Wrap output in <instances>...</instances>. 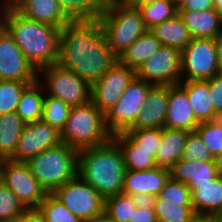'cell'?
<instances>
[{"instance_id": "obj_1", "label": "cell", "mask_w": 222, "mask_h": 222, "mask_svg": "<svg viewBox=\"0 0 222 222\" xmlns=\"http://www.w3.org/2000/svg\"><path fill=\"white\" fill-rule=\"evenodd\" d=\"M117 61L98 20L69 22L60 29L57 63L90 85Z\"/></svg>"}, {"instance_id": "obj_2", "label": "cell", "mask_w": 222, "mask_h": 222, "mask_svg": "<svg viewBox=\"0 0 222 222\" xmlns=\"http://www.w3.org/2000/svg\"><path fill=\"white\" fill-rule=\"evenodd\" d=\"M2 26L13 37L16 45L36 71L58 62L59 28L27 19L10 4L4 8Z\"/></svg>"}, {"instance_id": "obj_3", "label": "cell", "mask_w": 222, "mask_h": 222, "mask_svg": "<svg viewBox=\"0 0 222 222\" xmlns=\"http://www.w3.org/2000/svg\"><path fill=\"white\" fill-rule=\"evenodd\" d=\"M125 172L122 151L112 138L103 145L78 151L77 175L104 199L122 193Z\"/></svg>"}, {"instance_id": "obj_4", "label": "cell", "mask_w": 222, "mask_h": 222, "mask_svg": "<svg viewBox=\"0 0 222 222\" xmlns=\"http://www.w3.org/2000/svg\"><path fill=\"white\" fill-rule=\"evenodd\" d=\"M98 21L117 57L147 31L138 7L126 5L118 0L106 1Z\"/></svg>"}, {"instance_id": "obj_5", "label": "cell", "mask_w": 222, "mask_h": 222, "mask_svg": "<svg viewBox=\"0 0 222 222\" xmlns=\"http://www.w3.org/2000/svg\"><path fill=\"white\" fill-rule=\"evenodd\" d=\"M112 134L105 125V115L92 101L71 107L61 141L77 151L107 143Z\"/></svg>"}, {"instance_id": "obj_6", "label": "cell", "mask_w": 222, "mask_h": 222, "mask_svg": "<svg viewBox=\"0 0 222 222\" xmlns=\"http://www.w3.org/2000/svg\"><path fill=\"white\" fill-rule=\"evenodd\" d=\"M78 151L61 142L29 158L32 175L47 193H53L77 175Z\"/></svg>"}, {"instance_id": "obj_7", "label": "cell", "mask_w": 222, "mask_h": 222, "mask_svg": "<svg viewBox=\"0 0 222 222\" xmlns=\"http://www.w3.org/2000/svg\"><path fill=\"white\" fill-rule=\"evenodd\" d=\"M37 81L43 86L45 94L58 98L71 107L91 101V85L73 70L58 63L38 70Z\"/></svg>"}, {"instance_id": "obj_8", "label": "cell", "mask_w": 222, "mask_h": 222, "mask_svg": "<svg viewBox=\"0 0 222 222\" xmlns=\"http://www.w3.org/2000/svg\"><path fill=\"white\" fill-rule=\"evenodd\" d=\"M217 74V39L192 38L181 51V81L207 80Z\"/></svg>"}, {"instance_id": "obj_9", "label": "cell", "mask_w": 222, "mask_h": 222, "mask_svg": "<svg viewBox=\"0 0 222 222\" xmlns=\"http://www.w3.org/2000/svg\"><path fill=\"white\" fill-rule=\"evenodd\" d=\"M152 86L135 77L123 92L120 100L104 114L105 125L112 135L125 132L134 124Z\"/></svg>"}, {"instance_id": "obj_10", "label": "cell", "mask_w": 222, "mask_h": 222, "mask_svg": "<svg viewBox=\"0 0 222 222\" xmlns=\"http://www.w3.org/2000/svg\"><path fill=\"white\" fill-rule=\"evenodd\" d=\"M53 194L81 221L104 211L105 199L78 175L57 188Z\"/></svg>"}, {"instance_id": "obj_11", "label": "cell", "mask_w": 222, "mask_h": 222, "mask_svg": "<svg viewBox=\"0 0 222 222\" xmlns=\"http://www.w3.org/2000/svg\"><path fill=\"white\" fill-rule=\"evenodd\" d=\"M136 77L151 85H177L181 82V51L161 46L137 70Z\"/></svg>"}, {"instance_id": "obj_12", "label": "cell", "mask_w": 222, "mask_h": 222, "mask_svg": "<svg viewBox=\"0 0 222 222\" xmlns=\"http://www.w3.org/2000/svg\"><path fill=\"white\" fill-rule=\"evenodd\" d=\"M135 77L136 70L117 61L91 85V101L105 114L120 100L123 92Z\"/></svg>"}, {"instance_id": "obj_13", "label": "cell", "mask_w": 222, "mask_h": 222, "mask_svg": "<svg viewBox=\"0 0 222 222\" xmlns=\"http://www.w3.org/2000/svg\"><path fill=\"white\" fill-rule=\"evenodd\" d=\"M3 184L11 189L27 208H37L47 194L23 161L4 160Z\"/></svg>"}, {"instance_id": "obj_14", "label": "cell", "mask_w": 222, "mask_h": 222, "mask_svg": "<svg viewBox=\"0 0 222 222\" xmlns=\"http://www.w3.org/2000/svg\"><path fill=\"white\" fill-rule=\"evenodd\" d=\"M37 71L27 61L13 37L0 26V81L35 82Z\"/></svg>"}, {"instance_id": "obj_15", "label": "cell", "mask_w": 222, "mask_h": 222, "mask_svg": "<svg viewBox=\"0 0 222 222\" xmlns=\"http://www.w3.org/2000/svg\"><path fill=\"white\" fill-rule=\"evenodd\" d=\"M61 132L39 120L25 124L11 160L26 162L49 147L61 143Z\"/></svg>"}, {"instance_id": "obj_16", "label": "cell", "mask_w": 222, "mask_h": 222, "mask_svg": "<svg viewBox=\"0 0 222 222\" xmlns=\"http://www.w3.org/2000/svg\"><path fill=\"white\" fill-rule=\"evenodd\" d=\"M169 178V169L163 167L140 171L126 169L122 193L151 201L160 194Z\"/></svg>"}, {"instance_id": "obj_17", "label": "cell", "mask_w": 222, "mask_h": 222, "mask_svg": "<svg viewBox=\"0 0 222 222\" xmlns=\"http://www.w3.org/2000/svg\"><path fill=\"white\" fill-rule=\"evenodd\" d=\"M169 172L171 179L187 184L192 192L200 184L214 180L222 172V162H199L181 158L169 168Z\"/></svg>"}, {"instance_id": "obj_18", "label": "cell", "mask_w": 222, "mask_h": 222, "mask_svg": "<svg viewBox=\"0 0 222 222\" xmlns=\"http://www.w3.org/2000/svg\"><path fill=\"white\" fill-rule=\"evenodd\" d=\"M169 85H153L134 124L127 130L163 128L168 108Z\"/></svg>"}, {"instance_id": "obj_19", "label": "cell", "mask_w": 222, "mask_h": 222, "mask_svg": "<svg viewBox=\"0 0 222 222\" xmlns=\"http://www.w3.org/2000/svg\"><path fill=\"white\" fill-rule=\"evenodd\" d=\"M186 91L179 85H169L168 108L164 127L196 131L199 126Z\"/></svg>"}, {"instance_id": "obj_20", "label": "cell", "mask_w": 222, "mask_h": 222, "mask_svg": "<svg viewBox=\"0 0 222 222\" xmlns=\"http://www.w3.org/2000/svg\"><path fill=\"white\" fill-rule=\"evenodd\" d=\"M10 5L27 19L59 29L70 22L59 9L58 0H13Z\"/></svg>"}, {"instance_id": "obj_21", "label": "cell", "mask_w": 222, "mask_h": 222, "mask_svg": "<svg viewBox=\"0 0 222 222\" xmlns=\"http://www.w3.org/2000/svg\"><path fill=\"white\" fill-rule=\"evenodd\" d=\"M178 15L188 28L192 38L217 39L222 35V16L215 9L178 10Z\"/></svg>"}, {"instance_id": "obj_22", "label": "cell", "mask_w": 222, "mask_h": 222, "mask_svg": "<svg viewBox=\"0 0 222 222\" xmlns=\"http://www.w3.org/2000/svg\"><path fill=\"white\" fill-rule=\"evenodd\" d=\"M191 204L199 216H216L222 210V172L191 192Z\"/></svg>"}, {"instance_id": "obj_23", "label": "cell", "mask_w": 222, "mask_h": 222, "mask_svg": "<svg viewBox=\"0 0 222 222\" xmlns=\"http://www.w3.org/2000/svg\"><path fill=\"white\" fill-rule=\"evenodd\" d=\"M179 85L186 91L193 113L199 123L217 119L207 80L181 81Z\"/></svg>"}, {"instance_id": "obj_24", "label": "cell", "mask_w": 222, "mask_h": 222, "mask_svg": "<svg viewBox=\"0 0 222 222\" xmlns=\"http://www.w3.org/2000/svg\"><path fill=\"white\" fill-rule=\"evenodd\" d=\"M189 133L182 129L162 128V139L155 156L158 167L169 169L182 158Z\"/></svg>"}, {"instance_id": "obj_25", "label": "cell", "mask_w": 222, "mask_h": 222, "mask_svg": "<svg viewBox=\"0 0 222 222\" xmlns=\"http://www.w3.org/2000/svg\"><path fill=\"white\" fill-rule=\"evenodd\" d=\"M150 31L161 45L174 47L180 51L186 48L192 40L188 28L178 14L154 26Z\"/></svg>"}, {"instance_id": "obj_26", "label": "cell", "mask_w": 222, "mask_h": 222, "mask_svg": "<svg viewBox=\"0 0 222 222\" xmlns=\"http://www.w3.org/2000/svg\"><path fill=\"white\" fill-rule=\"evenodd\" d=\"M161 46L160 41L154 34L147 30L118 56V61L129 68L137 70Z\"/></svg>"}, {"instance_id": "obj_27", "label": "cell", "mask_w": 222, "mask_h": 222, "mask_svg": "<svg viewBox=\"0 0 222 222\" xmlns=\"http://www.w3.org/2000/svg\"><path fill=\"white\" fill-rule=\"evenodd\" d=\"M112 139L122 151L126 169L140 171L157 167L152 152L140 149L124 132L113 134Z\"/></svg>"}, {"instance_id": "obj_28", "label": "cell", "mask_w": 222, "mask_h": 222, "mask_svg": "<svg viewBox=\"0 0 222 222\" xmlns=\"http://www.w3.org/2000/svg\"><path fill=\"white\" fill-rule=\"evenodd\" d=\"M25 124L16 112L0 115V159L14 156Z\"/></svg>"}, {"instance_id": "obj_29", "label": "cell", "mask_w": 222, "mask_h": 222, "mask_svg": "<svg viewBox=\"0 0 222 222\" xmlns=\"http://www.w3.org/2000/svg\"><path fill=\"white\" fill-rule=\"evenodd\" d=\"M106 0H58L59 9L70 22L97 21Z\"/></svg>"}, {"instance_id": "obj_30", "label": "cell", "mask_w": 222, "mask_h": 222, "mask_svg": "<svg viewBox=\"0 0 222 222\" xmlns=\"http://www.w3.org/2000/svg\"><path fill=\"white\" fill-rule=\"evenodd\" d=\"M44 97V88L37 80L24 89L16 113L26 124L41 120Z\"/></svg>"}, {"instance_id": "obj_31", "label": "cell", "mask_w": 222, "mask_h": 222, "mask_svg": "<svg viewBox=\"0 0 222 222\" xmlns=\"http://www.w3.org/2000/svg\"><path fill=\"white\" fill-rule=\"evenodd\" d=\"M157 222H193L198 216L192 206H181L159 196L151 200Z\"/></svg>"}, {"instance_id": "obj_32", "label": "cell", "mask_w": 222, "mask_h": 222, "mask_svg": "<svg viewBox=\"0 0 222 222\" xmlns=\"http://www.w3.org/2000/svg\"><path fill=\"white\" fill-rule=\"evenodd\" d=\"M147 30L178 14V7L172 0H158L139 6Z\"/></svg>"}, {"instance_id": "obj_33", "label": "cell", "mask_w": 222, "mask_h": 222, "mask_svg": "<svg viewBox=\"0 0 222 222\" xmlns=\"http://www.w3.org/2000/svg\"><path fill=\"white\" fill-rule=\"evenodd\" d=\"M141 201L124 193L113 195L105 199L104 211L115 222H129Z\"/></svg>"}, {"instance_id": "obj_34", "label": "cell", "mask_w": 222, "mask_h": 222, "mask_svg": "<svg viewBox=\"0 0 222 222\" xmlns=\"http://www.w3.org/2000/svg\"><path fill=\"white\" fill-rule=\"evenodd\" d=\"M71 106L60 99L45 94L41 120L61 132L69 117Z\"/></svg>"}, {"instance_id": "obj_35", "label": "cell", "mask_w": 222, "mask_h": 222, "mask_svg": "<svg viewBox=\"0 0 222 222\" xmlns=\"http://www.w3.org/2000/svg\"><path fill=\"white\" fill-rule=\"evenodd\" d=\"M37 208L46 222H81L53 193H47Z\"/></svg>"}, {"instance_id": "obj_36", "label": "cell", "mask_w": 222, "mask_h": 222, "mask_svg": "<svg viewBox=\"0 0 222 222\" xmlns=\"http://www.w3.org/2000/svg\"><path fill=\"white\" fill-rule=\"evenodd\" d=\"M214 159L222 162V123L217 119L202 122L196 128Z\"/></svg>"}, {"instance_id": "obj_37", "label": "cell", "mask_w": 222, "mask_h": 222, "mask_svg": "<svg viewBox=\"0 0 222 222\" xmlns=\"http://www.w3.org/2000/svg\"><path fill=\"white\" fill-rule=\"evenodd\" d=\"M31 83L23 81H0V115L16 112L22 92Z\"/></svg>"}, {"instance_id": "obj_38", "label": "cell", "mask_w": 222, "mask_h": 222, "mask_svg": "<svg viewBox=\"0 0 222 222\" xmlns=\"http://www.w3.org/2000/svg\"><path fill=\"white\" fill-rule=\"evenodd\" d=\"M27 209L11 189L0 185V222L18 219Z\"/></svg>"}, {"instance_id": "obj_39", "label": "cell", "mask_w": 222, "mask_h": 222, "mask_svg": "<svg viewBox=\"0 0 222 222\" xmlns=\"http://www.w3.org/2000/svg\"><path fill=\"white\" fill-rule=\"evenodd\" d=\"M140 149L152 152L155 158L157 149L162 139V128L134 129L124 132Z\"/></svg>"}, {"instance_id": "obj_40", "label": "cell", "mask_w": 222, "mask_h": 222, "mask_svg": "<svg viewBox=\"0 0 222 222\" xmlns=\"http://www.w3.org/2000/svg\"><path fill=\"white\" fill-rule=\"evenodd\" d=\"M182 158L199 162L219 161L213 158L203 139L196 131L188 134Z\"/></svg>"}, {"instance_id": "obj_41", "label": "cell", "mask_w": 222, "mask_h": 222, "mask_svg": "<svg viewBox=\"0 0 222 222\" xmlns=\"http://www.w3.org/2000/svg\"><path fill=\"white\" fill-rule=\"evenodd\" d=\"M158 196L173 203H181V206H192L191 192L187 184L171 178L168 179Z\"/></svg>"}, {"instance_id": "obj_42", "label": "cell", "mask_w": 222, "mask_h": 222, "mask_svg": "<svg viewBox=\"0 0 222 222\" xmlns=\"http://www.w3.org/2000/svg\"><path fill=\"white\" fill-rule=\"evenodd\" d=\"M212 98V104L217 114L222 112V74L207 79Z\"/></svg>"}, {"instance_id": "obj_43", "label": "cell", "mask_w": 222, "mask_h": 222, "mask_svg": "<svg viewBox=\"0 0 222 222\" xmlns=\"http://www.w3.org/2000/svg\"><path fill=\"white\" fill-rule=\"evenodd\" d=\"M129 222H157L152 202L142 200Z\"/></svg>"}, {"instance_id": "obj_44", "label": "cell", "mask_w": 222, "mask_h": 222, "mask_svg": "<svg viewBox=\"0 0 222 222\" xmlns=\"http://www.w3.org/2000/svg\"><path fill=\"white\" fill-rule=\"evenodd\" d=\"M214 8V0H185L179 7L178 10H211Z\"/></svg>"}, {"instance_id": "obj_45", "label": "cell", "mask_w": 222, "mask_h": 222, "mask_svg": "<svg viewBox=\"0 0 222 222\" xmlns=\"http://www.w3.org/2000/svg\"><path fill=\"white\" fill-rule=\"evenodd\" d=\"M21 218L22 222H46L45 216L38 208H28Z\"/></svg>"}, {"instance_id": "obj_46", "label": "cell", "mask_w": 222, "mask_h": 222, "mask_svg": "<svg viewBox=\"0 0 222 222\" xmlns=\"http://www.w3.org/2000/svg\"><path fill=\"white\" fill-rule=\"evenodd\" d=\"M81 222H115L105 211Z\"/></svg>"}, {"instance_id": "obj_47", "label": "cell", "mask_w": 222, "mask_h": 222, "mask_svg": "<svg viewBox=\"0 0 222 222\" xmlns=\"http://www.w3.org/2000/svg\"><path fill=\"white\" fill-rule=\"evenodd\" d=\"M118 1H120L121 3H124L126 5H129V6L139 7L144 4L151 3L154 1H158V0H118Z\"/></svg>"}, {"instance_id": "obj_48", "label": "cell", "mask_w": 222, "mask_h": 222, "mask_svg": "<svg viewBox=\"0 0 222 222\" xmlns=\"http://www.w3.org/2000/svg\"><path fill=\"white\" fill-rule=\"evenodd\" d=\"M218 69L222 74V35L217 38Z\"/></svg>"}, {"instance_id": "obj_49", "label": "cell", "mask_w": 222, "mask_h": 222, "mask_svg": "<svg viewBox=\"0 0 222 222\" xmlns=\"http://www.w3.org/2000/svg\"><path fill=\"white\" fill-rule=\"evenodd\" d=\"M193 222H219L216 216H197Z\"/></svg>"}, {"instance_id": "obj_50", "label": "cell", "mask_w": 222, "mask_h": 222, "mask_svg": "<svg viewBox=\"0 0 222 222\" xmlns=\"http://www.w3.org/2000/svg\"><path fill=\"white\" fill-rule=\"evenodd\" d=\"M214 8L222 16V0H214Z\"/></svg>"}, {"instance_id": "obj_51", "label": "cell", "mask_w": 222, "mask_h": 222, "mask_svg": "<svg viewBox=\"0 0 222 222\" xmlns=\"http://www.w3.org/2000/svg\"><path fill=\"white\" fill-rule=\"evenodd\" d=\"M4 159H0V185L3 184Z\"/></svg>"}, {"instance_id": "obj_52", "label": "cell", "mask_w": 222, "mask_h": 222, "mask_svg": "<svg viewBox=\"0 0 222 222\" xmlns=\"http://www.w3.org/2000/svg\"><path fill=\"white\" fill-rule=\"evenodd\" d=\"M1 6H0V26L2 25V14H3V11H4V8L6 7L7 3L6 2H0Z\"/></svg>"}, {"instance_id": "obj_53", "label": "cell", "mask_w": 222, "mask_h": 222, "mask_svg": "<svg viewBox=\"0 0 222 222\" xmlns=\"http://www.w3.org/2000/svg\"><path fill=\"white\" fill-rule=\"evenodd\" d=\"M179 7L185 0H172Z\"/></svg>"}, {"instance_id": "obj_54", "label": "cell", "mask_w": 222, "mask_h": 222, "mask_svg": "<svg viewBox=\"0 0 222 222\" xmlns=\"http://www.w3.org/2000/svg\"><path fill=\"white\" fill-rule=\"evenodd\" d=\"M218 218L219 222H222V210L216 215Z\"/></svg>"}, {"instance_id": "obj_55", "label": "cell", "mask_w": 222, "mask_h": 222, "mask_svg": "<svg viewBox=\"0 0 222 222\" xmlns=\"http://www.w3.org/2000/svg\"><path fill=\"white\" fill-rule=\"evenodd\" d=\"M3 222H22V218L14 219V220H8V221H3Z\"/></svg>"}, {"instance_id": "obj_56", "label": "cell", "mask_w": 222, "mask_h": 222, "mask_svg": "<svg viewBox=\"0 0 222 222\" xmlns=\"http://www.w3.org/2000/svg\"><path fill=\"white\" fill-rule=\"evenodd\" d=\"M217 120L222 123V112L217 115Z\"/></svg>"}, {"instance_id": "obj_57", "label": "cell", "mask_w": 222, "mask_h": 222, "mask_svg": "<svg viewBox=\"0 0 222 222\" xmlns=\"http://www.w3.org/2000/svg\"><path fill=\"white\" fill-rule=\"evenodd\" d=\"M4 2H6L7 4H10L13 0H2Z\"/></svg>"}]
</instances>
